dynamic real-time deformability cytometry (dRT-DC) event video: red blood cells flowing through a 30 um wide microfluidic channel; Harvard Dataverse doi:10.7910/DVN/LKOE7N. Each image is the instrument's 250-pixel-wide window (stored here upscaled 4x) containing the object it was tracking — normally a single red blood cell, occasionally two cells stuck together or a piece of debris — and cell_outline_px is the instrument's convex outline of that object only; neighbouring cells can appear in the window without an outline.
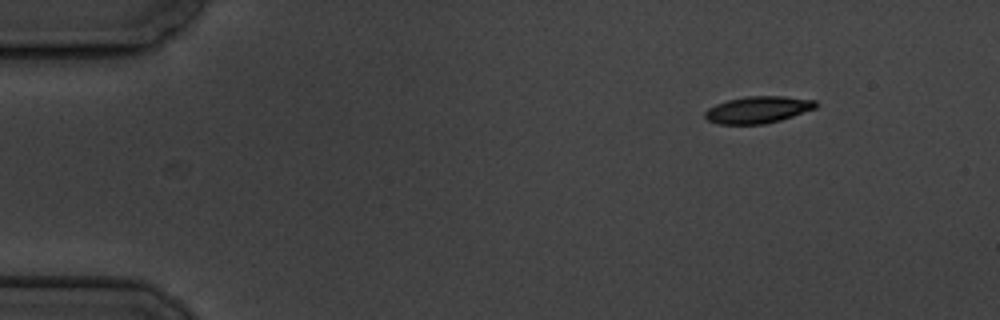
{"species": "common noctule bat (a hibernating species)", "species_latin": "Nyctalus noctula", "temperature_condition": "cold", "stored_images_in_passage": 4, "camera_frame_rate_fps": 3000, "um_per_image_px": 0.085, "animal": {"sex": "male", "body_mass_g": 19.5, "forearm_length_mm": 54.6}, "frame": {"image": 1, "passage_image": 1, "time_ms": 0.0, "image_size_px": [1000, 320], "cell_outline_px": [[820, 104], [816, 108], [780, 120], [764, 124], [716, 124], [708, 120], [704, 116], [704, 112], [708, 108], [716, 104], [728, 100], [748, 96], [784, 96], [816, 100]], "centroid_in_image_um": [64.44, 9.32], "position_along_channel_um": 20.6, "area_um2": 17.4}}